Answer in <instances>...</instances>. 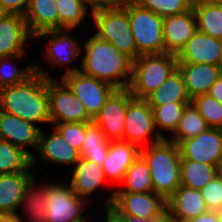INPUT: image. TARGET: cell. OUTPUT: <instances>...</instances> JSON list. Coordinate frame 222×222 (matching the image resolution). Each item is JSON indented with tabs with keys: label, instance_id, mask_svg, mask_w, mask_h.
I'll return each mask as SVG.
<instances>
[{
	"label": "cell",
	"instance_id": "6da1fadb",
	"mask_svg": "<svg viewBox=\"0 0 222 222\" xmlns=\"http://www.w3.org/2000/svg\"><path fill=\"white\" fill-rule=\"evenodd\" d=\"M36 73L23 83L6 86L0 91V110L33 124H51L46 69L35 63Z\"/></svg>",
	"mask_w": 222,
	"mask_h": 222
},
{
	"label": "cell",
	"instance_id": "7a4b0ae2",
	"mask_svg": "<svg viewBox=\"0 0 222 222\" xmlns=\"http://www.w3.org/2000/svg\"><path fill=\"white\" fill-rule=\"evenodd\" d=\"M86 53L80 71L105 81L116 89L128 88L132 76L133 61L106 40L92 35L83 43Z\"/></svg>",
	"mask_w": 222,
	"mask_h": 222
},
{
	"label": "cell",
	"instance_id": "3957f363",
	"mask_svg": "<svg viewBox=\"0 0 222 222\" xmlns=\"http://www.w3.org/2000/svg\"><path fill=\"white\" fill-rule=\"evenodd\" d=\"M145 148H140V155L150 169L153 192L167 200L181 185L179 146L165 138Z\"/></svg>",
	"mask_w": 222,
	"mask_h": 222
},
{
	"label": "cell",
	"instance_id": "277c9868",
	"mask_svg": "<svg viewBox=\"0 0 222 222\" xmlns=\"http://www.w3.org/2000/svg\"><path fill=\"white\" fill-rule=\"evenodd\" d=\"M177 64V56L172 53L140 55L133 61L128 89L135 98L145 99L177 69Z\"/></svg>",
	"mask_w": 222,
	"mask_h": 222
},
{
	"label": "cell",
	"instance_id": "5b68a950",
	"mask_svg": "<svg viewBox=\"0 0 222 222\" xmlns=\"http://www.w3.org/2000/svg\"><path fill=\"white\" fill-rule=\"evenodd\" d=\"M128 13L131 30L140 55L165 53L163 39L164 18L132 0L118 2Z\"/></svg>",
	"mask_w": 222,
	"mask_h": 222
},
{
	"label": "cell",
	"instance_id": "8992f818",
	"mask_svg": "<svg viewBox=\"0 0 222 222\" xmlns=\"http://www.w3.org/2000/svg\"><path fill=\"white\" fill-rule=\"evenodd\" d=\"M92 16L97 29L95 35L110 42L132 61L138 58L128 13L119 3L111 8L96 11Z\"/></svg>",
	"mask_w": 222,
	"mask_h": 222
},
{
	"label": "cell",
	"instance_id": "52a82bcc",
	"mask_svg": "<svg viewBox=\"0 0 222 222\" xmlns=\"http://www.w3.org/2000/svg\"><path fill=\"white\" fill-rule=\"evenodd\" d=\"M61 79L84 104L92 118L100 112L106 99L116 89L105 81L83 74L79 67H68Z\"/></svg>",
	"mask_w": 222,
	"mask_h": 222
},
{
	"label": "cell",
	"instance_id": "ba28073f",
	"mask_svg": "<svg viewBox=\"0 0 222 222\" xmlns=\"http://www.w3.org/2000/svg\"><path fill=\"white\" fill-rule=\"evenodd\" d=\"M49 97V113L53 123L92 122L84 104L74 95L73 91L60 78H47Z\"/></svg>",
	"mask_w": 222,
	"mask_h": 222
},
{
	"label": "cell",
	"instance_id": "9c48e42d",
	"mask_svg": "<svg viewBox=\"0 0 222 222\" xmlns=\"http://www.w3.org/2000/svg\"><path fill=\"white\" fill-rule=\"evenodd\" d=\"M109 209L117 216H137L150 220H163L167 216L166 200L153 191L114 192Z\"/></svg>",
	"mask_w": 222,
	"mask_h": 222
},
{
	"label": "cell",
	"instance_id": "30bf717a",
	"mask_svg": "<svg viewBox=\"0 0 222 222\" xmlns=\"http://www.w3.org/2000/svg\"><path fill=\"white\" fill-rule=\"evenodd\" d=\"M90 201L75 194L70 184H50L45 201L46 222H86L82 212Z\"/></svg>",
	"mask_w": 222,
	"mask_h": 222
},
{
	"label": "cell",
	"instance_id": "8fae6325",
	"mask_svg": "<svg viewBox=\"0 0 222 222\" xmlns=\"http://www.w3.org/2000/svg\"><path fill=\"white\" fill-rule=\"evenodd\" d=\"M154 124L153 109L144 98L133 97L127 107L125 116L124 141L133 143L141 148V144H145L146 137L155 134V138L151 144L157 143L165 139L162 131H156Z\"/></svg>",
	"mask_w": 222,
	"mask_h": 222
},
{
	"label": "cell",
	"instance_id": "7c38bea8",
	"mask_svg": "<svg viewBox=\"0 0 222 222\" xmlns=\"http://www.w3.org/2000/svg\"><path fill=\"white\" fill-rule=\"evenodd\" d=\"M133 97L128 88L115 89L93 118L108 140H124L126 111Z\"/></svg>",
	"mask_w": 222,
	"mask_h": 222
},
{
	"label": "cell",
	"instance_id": "4fadbf2b",
	"mask_svg": "<svg viewBox=\"0 0 222 222\" xmlns=\"http://www.w3.org/2000/svg\"><path fill=\"white\" fill-rule=\"evenodd\" d=\"M181 160H192L218 166L222 158V129L208 128L194 138L179 144Z\"/></svg>",
	"mask_w": 222,
	"mask_h": 222
},
{
	"label": "cell",
	"instance_id": "5bb4252c",
	"mask_svg": "<svg viewBox=\"0 0 222 222\" xmlns=\"http://www.w3.org/2000/svg\"><path fill=\"white\" fill-rule=\"evenodd\" d=\"M41 130L31 122L0 110V139L26 151L32 157V165L36 163L37 157L25 147L31 145L37 151Z\"/></svg>",
	"mask_w": 222,
	"mask_h": 222
},
{
	"label": "cell",
	"instance_id": "9a60e30c",
	"mask_svg": "<svg viewBox=\"0 0 222 222\" xmlns=\"http://www.w3.org/2000/svg\"><path fill=\"white\" fill-rule=\"evenodd\" d=\"M32 38L24 16L0 13V57L25 54L26 41Z\"/></svg>",
	"mask_w": 222,
	"mask_h": 222
},
{
	"label": "cell",
	"instance_id": "2e32d148",
	"mask_svg": "<svg viewBox=\"0 0 222 222\" xmlns=\"http://www.w3.org/2000/svg\"><path fill=\"white\" fill-rule=\"evenodd\" d=\"M176 56L178 63L222 66V40L197 31Z\"/></svg>",
	"mask_w": 222,
	"mask_h": 222
},
{
	"label": "cell",
	"instance_id": "e0dca14e",
	"mask_svg": "<svg viewBox=\"0 0 222 222\" xmlns=\"http://www.w3.org/2000/svg\"><path fill=\"white\" fill-rule=\"evenodd\" d=\"M197 31V21L192 7L181 14L165 17L163 22L165 53L177 55Z\"/></svg>",
	"mask_w": 222,
	"mask_h": 222
},
{
	"label": "cell",
	"instance_id": "ac0fdd59",
	"mask_svg": "<svg viewBox=\"0 0 222 222\" xmlns=\"http://www.w3.org/2000/svg\"><path fill=\"white\" fill-rule=\"evenodd\" d=\"M167 217L177 222L198 217L208 211L201 191L180 185L166 200Z\"/></svg>",
	"mask_w": 222,
	"mask_h": 222
},
{
	"label": "cell",
	"instance_id": "d6986e66",
	"mask_svg": "<svg viewBox=\"0 0 222 222\" xmlns=\"http://www.w3.org/2000/svg\"><path fill=\"white\" fill-rule=\"evenodd\" d=\"M70 29H55L46 30L37 33L34 37L44 38L49 37L48 48L46 51V59L50 64L68 66V63L73 62L80 56L82 47L75 37L72 38L67 32Z\"/></svg>",
	"mask_w": 222,
	"mask_h": 222
},
{
	"label": "cell",
	"instance_id": "ffe728a7",
	"mask_svg": "<svg viewBox=\"0 0 222 222\" xmlns=\"http://www.w3.org/2000/svg\"><path fill=\"white\" fill-rule=\"evenodd\" d=\"M139 154L140 148L133 143L124 140L110 141L108 153L102 164L105 177L121 184L126 171Z\"/></svg>",
	"mask_w": 222,
	"mask_h": 222
},
{
	"label": "cell",
	"instance_id": "44dd1931",
	"mask_svg": "<svg viewBox=\"0 0 222 222\" xmlns=\"http://www.w3.org/2000/svg\"><path fill=\"white\" fill-rule=\"evenodd\" d=\"M177 68L183 76L191 100L207 94L222 74V66L207 63H178Z\"/></svg>",
	"mask_w": 222,
	"mask_h": 222
},
{
	"label": "cell",
	"instance_id": "7402d4cb",
	"mask_svg": "<svg viewBox=\"0 0 222 222\" xmlns=\"http://www.w3.org/2000/svg\"><path fill=\"white\" fill-rule=\"evenodd\" d=\"M48 162L75 165L81 158L80 151L69 145L53 127L51 135L41 130L37 153Z\"/></svg>",
	"mask_w": 222,
	"mask_h": 222
},
{
	"label": "cell",
	"instance_id": "603a6c76",
	"mask_svg": "<svg viewBox=\"0 0 222 222\" xmlns=\"http://www.w3.org/2000/svg\"><path fill=\"white\" fill-rule=\"evenodd\" d=\"M106 180L102 165L80 158L73 168L69 184L75 194L87 199L86 197L99 190Z\"/></svg>",
	"mask_w": 222,
	"mask_h": 222
},
{
	"label": "cell",
	"instance_id": "cb8c5ba5",
	"mask_svg": "<svg viewBox=\"0 0 222 222\" xmlns=\"http://www.w3.org/2000/svg\"><path fill=\"white\" fill-rule=\"evenodd\" d=\"M24 19L33 37L42 31L59 29L56 0H30Z\"/></svg>",
	"mask_w": 222,
	"mask_h": 222
},
{
	"label": "cell",
	"instance_id": "d4e9b609",
	"mask_svg": "<svg viewBox=\"0 0 222 222\" xmlns=\"http://www.w3.org/2000/svg\"><path fill=\"white\" fill-rule=\"evenodd\" d=\"M34 175L31 171L0 174V213H16L23 200L24 187Z\"/></svg>",
	"mask_w": 222,
	"mask_h": 222
},
{
	"label": "cell",
	"instance_id": "484cf974",
	"mask_svg": "<svg viewBox=\"0 0 222 222\" xmlns=\"http://www.w3.org/2000/svg\"><path fill=\"white\" fill-rule=\"evenodd\" d=\"M150 106H162L168 103H191L183 76L179 69L174 70L161 86L146 98Z\"/></svg>",
	"mask_w": 222,
	"mask_h": 222
},
{
	"label": "cell",
	"instance_id": "4316f807",
	"mask_svg": "<svg viewBox=\"0 0 222 222\" xmlns=\"http://www.w3.org/2000/svg\"><path fill=\"white\" fill-rule=\"evenodd\" d=\"M122 189H116L111 193L104 203L105 208H109L113 201L114 192H132V193H145L153 191L152 178L150 175V169L145 159L139 154L134 160L132 165L125 173L124 179L121 182Z\"/></svg>",
	"mask_w": 222,
	"mask_h": 222
},
{
	"label": "cell",
	"instance_id": "83f0119b",
	"mask_svg": "<svg viewBox=\"0 0 222 222\" xmlns=\"http://www.w3.org/2000/svg\"><path fill=\"white\" fill-rule=\"evenodd\" d=\"M110 140L105 133L94 122H86V133L84 143L81 146V158L102 165L108 153Z\"/></svg>",
	"mask_w": 222,
	"mask_h": 222
},
{
	"label": "cell",
	"instance_id": "f1b7e54d",
	"mask_svg": "<svg viewBox=\"0 0 222 222\" xmlns=\"http://www.w3.org/2000/svg\"><path fill=\"white\" fill-rule=\"evenodd\" d=\"M35 180L33 176L24 187L21 205L24 207L25 213L29 215L30 222H46L45 201L50 184L38 187V185H35Z\"/></svg>",
	"mask_w": 222,
	"mask_h": 222
},
{
	"label": "cell",
	"instance_id": "f546056e",
	"mask_svg": "<svg viewBox=\"0 0 222 222\" xmlns=\"http://www.w3.org/2000/svg\"><path fill=\"white\" fill-rule=\"evenodd\" d=\"M217 173V167L210 164L192 160H181L180 179L181 185L201 190Z\"/></svg>",
	"mask_w": 222,
	"mask_h": 222
},
{
	"label": "cell",
	"instance_id": "4dcf8cb0",
	"mask_svg": "<svg viewBox=\"0 0 222 222\" xmlns=\"http://www.w3.org/2000/svg\"><path fill=\"white\" fill-rule=\"evenodd\" d=\"M32 157L23 149L0 139V174L31 171Z\"/></svg>",
	"mask_w": 222,
	"mask_h": 222
},
{
	"label": "cell",
	"instance_id": "1f68e13d",
	"mask_svg": "<svg viewBox=\"0 0 222 222\" xmlns=\"http://www.w3.org/2000/svg\"><path fill=\"white\" fill-rule=\"evenodd\" d=\"M197 30L222 40V5L192 4Z\"/></svg>",
	"mask_w": 222,
	"mask_h": 222
},
{
	"label": "cell",
	"instance_id": "d6a6232c",
	"mask_svg": "<svg viewBox=\"0 0 222 222\" xmlns=\"http://www.w3.org/2000/svg\"><path fill=\"white\" fill-rule=\"evenodd\" d=\"M208 128L209 126L200 112L190 103L184 108L182 118L175 132L172 134L170 141L178 145L181 141L194 138Z\"/></svg>",
	"mask_w": 222,
	"mask_h": 222
},
{
	"label": "cell",
	"instance_id": "836d02e7",
	"mask_svg": "<svg viewBox=\"0 0 222 222\" xmlns=\"http://www.w3.org/2000/svg\"><path fill=\"white\" fill-rule=\"evenodd\" d=\"M59 29H74L87 16L88 10L80 0H56Z\"/></svg>",
	"mask_w": 222,
	"mask_h": 222
},
{
	"label": "cell",
	"instance_id": "e575fe53",
	"mask_svg": "<svg viewBox=\"0 0 222 222\" xmlns=\"http://www.w3.org/2000/svg\"><path fill=\"white\" fill-rule=\"evenodd\" d=\"M190 103H168L162 106H150L153 109L155 128L173 134L182 118L183 110Z\"/></svg>",
	"mask_w": 222,
	"mask_h": 222
},
{
	"label": "cell",
	"instance_id": "d590c367",
	"mask_svg": "<svg viewBox=\"0 0 222 222\" xmlns=\"http://www.w3.org/2000/svg\"><path fill=\"white\" fill-rule=\"evenodd\" d=\"M25 54H18L10 57H0V76L2 84L6 86L16 85L27 81L35 73V64L18 69L14 66V60L21 59Z\"/></svg>",
	"mask_w": 222,
	"mask_h": 222
},
{
	"label": "cell",
	"instance_id": "8d00e7d4",
	"mask_svg": "<svg viewBox=\"0 0 222 222\" xmlns=\"http://www.w3.org/2000/svg\"><path fill=\"white\" fill-rule=\"evenodd\" d=\"M209 128L222 129V103L209 94L196 96L191 100Z\"/></svg>",
	"mask_w": 222,
	"mask_h": 222
},
{
	"label": "cell",
	"instance_id": "74e56055",
	"mask_svg": "<svg viewBox=\"0 0 222 222\" xmlns=\"http://www.w3.org/2000/svg\"><path fill=\"white\" fill-rule=\"evenodd\" d=\"M160 17L181 14L192 7L191 0H132Z\"/></svg>",
	"mask_w": 222,
	"mask_h": 222
},
{
	"label": "cell",
	"instance_id": "f35d334b",
	"mask_svg": "<svg viewBox=\"0 0 222 222\" xmlns=\"http://www.w3.org/2000/svg\"><path fill=\"white\" fill-rule=\"evenodd\" d=\"M54 127L66 142L81 151V146L84 143L86 133V122H67L54 123Z\"/></svg>",
	"mask_w": 222,
	"mask_h": 222
},
{
	"label": "cell",
	"instance_id": "ab89813d",
	"mask_svg": "<svg viewBox=\"0 0 222 222\" xmlns=\"http://www.w3.org/2000/svg\"><path fill=\"white\" fill-rule=\"evenodd\" d=\"M200 191L208 210L222 209V178L219 175H216Z\"/></svg>",
	"mask_w": 222,
	"mask_h": 222
},
{
	"label": "cell",
	"instance_id": "60d3db41",
	"mask_svg": "<svg viewBox=\"0 0 222 222\" xmlns=\"http://www.w3.org/2000/svg\"><path fill=\"white\" fill-rule=\"evenodd\" d=\"M30 0H0V13L25 15Z\"/></svg>",
	"mask_w": 222,
	"mask_h": 222
},
{
	"label": "cell",
	"instance_id": "b9f144b4",
	"mask_svg": "<svg viewBox=\"0 0 222 222\" xmlns=\"http://www.w3.org/2000/svg\"><path fill=\"white\" fill-rule=\"evenodd\" d=\"M80 1L86 8H88L87 4L89 5V7L92 8L91 13L111 8L119 2V0H80Z\"/></svg>",
	"mask_w": 222,
	"mask_h": 222
},
{
	"label": "cell",
	"instance_id": "7bdbcfd3",
	"mask_svg": "<svg viewBox=\"0 0 222 222\" xmlns=\"http://www.w3.org/2000/svg\"><path fill=\"white\" fill-rule=\"evenodd\" d=\"M184 222H219V216L217 211L208 210L206 213Z\"/></svg>",
	"mask_w": 222,
	"mask_h": 222
},
{
	"label": "cell",
	"instance_id": "ee69618b",
	"mask_svg": "<svg viewBox=\"0 0 222 222\" xmlns=\"http://www.w3.org/2000/svg\"><path fill=\"white\" fill-rule=\"evenodd\" d=\"M207 94L222 103V74L217 79V81L210 87L209 92Z\"/></svg>",
	"mask_w": 222,
	"mask_h": 222
},
{
	"label": "cell",
	"instance_id": "f6af8a7d",
	"mask_svg": "<svg viewBox=\"0 0 222 222\" xmlns=\"http://www.w3.org/2000/svg\"><path fill=\"white\" fill-rule=\"evenodd\" d=\"M19 213H0V222H24Z\"/></svg>",
	"mask_w": 222,
	"mask_h": 222
},
{
	"label": "cell",
	"instance_id": "bcb514c9",
	"mask_svg": "<svg viewBox=\"0 0 222 222\" xmlns=\"http://www.w3.org/2000/svg\"><path fill=\"white\" fill-rule=\"evenodd\" d=\"M106 222H126L124 219L118 217L113 211L109 208L105 209Z\"/></svg>",
	"mask_w": 222,
	"mask_h": 222
},
{
	"label": "cell",
	"instance_id": "7dc6e473",
	"mask_svg": "<svg viewBox=\"0 0 222 222\" xmlns=\"http://www.w3.org/2000/svg\"><path fill=\"white\" fill-rule=\"evenodd\" d=\"M122 219H124L126 222H160L162 220H150V219H144L139 218L137 216H118Z\"/></svg>",
	"mask_w": 222,
	"mask_h": 222
},
{
	"label": "cell",
	"instance_id": "c3c4849f",
	"mask_svg": "<svg viewBox=\"0 0 222 222\" xmlns=\"http://www.w3.org/2000/svg\"><path fill=\"white\" fill-rule=\"evenodd\" d=\"M192 4H213L222 5V0H191Z\"/></svg>",
	"mask_w": 222,
	"mask_h": 222
},
{
	"label": "cell",
	"instance_id": "681fc988",
	"mask_svg": "<svg viewBox=\"0 0 222 222\" xmlns=\"http://www.w3.org/2000/svg\"><path fill=\"white\" fill-rule=\"evenodd\" d=\"M217 173L222 178V158L217 166Z\"/></svg>",
	"mask_w": 222,
	"mask_h": 222
},
{
	"label": "cell",
	"instance_id": "f907efd6",
	"mask_svg": "<svg viewBox=\"0 0 222 222\" xmlns=\"http://www.w3.org/2000/svg\"><path fill=\"white\" fill-rule=\"evenodd\" d=\"M218 216H219V222H222V209L217 211Z\"/></svg>",
	"mask_w": 222,
	"mask_h": 222
},
{
	"label": "cell",
	"instance_id": "816d5d0a",
	"mask_svg": "<svg viewBox=\"0 0 222 222\" xmlns=\"http://www.w3.org/2000/svg\"><path fill=\"white\" fill-rule=\"evenodd\" d=\"M160 222H177V221H174V220H171L169 219L167 216Z\"/></svg>",
	"mask_w": 222,
	"mask_h": 222
},
{
	"label": "cell",
	"instance_id": "f5cc1de1",
	"mask_svg": "<svg viewBox=\"0 0 222 222\" xmlns=\"http://www.w3.org/2000/svg\"><path fill=\"white\" fill-rule=\"evenodd\" d=\"M4 87H5V86L2 84L1 76H0V91H1Z\"/></svg>",
	"mask_w": 222,
	"mask_h": 222
}]
</instances>
